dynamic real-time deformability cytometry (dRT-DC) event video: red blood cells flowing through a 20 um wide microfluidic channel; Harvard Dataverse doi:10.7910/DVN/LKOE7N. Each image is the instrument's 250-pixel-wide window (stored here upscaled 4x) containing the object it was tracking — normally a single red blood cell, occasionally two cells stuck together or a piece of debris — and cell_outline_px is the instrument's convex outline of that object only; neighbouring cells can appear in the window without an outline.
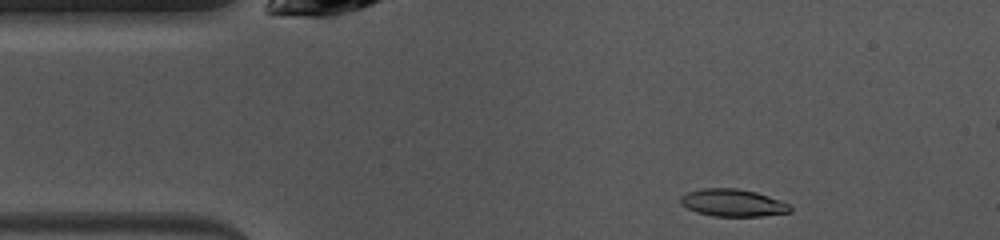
{"species": "common noctule bat (a hibernating species)", "species_latin": "Nyctalus noctula", "temperature_condition": "warm", "stored_images_in_passage": 8, "camera_frame_rate_fps": 3000, "um_per_image_px": 0.085, "animal": {"sex": "female", "body_mass_g": 10.0, "forearm_length_mm": 53.1}, "frame": {"image": 1, "passage_image": 1, "time_ms": 0.0, "image_size_px": [1000, 240], "cell_outline_px": [[792, 212], [760, 216], [712, 216], [696, 212], [680, 204], [680, 196], [688, 192], [704, 188], [736, 188], [756, 192], [792, 204]], "centroid_in_image_um": [62.31, 17.24], "position_along_channel_um": 22.7, "area_um2": 17.57}}